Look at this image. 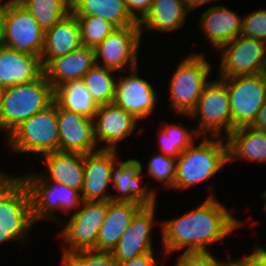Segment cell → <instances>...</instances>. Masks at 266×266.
I'll list each match as a JSON object with an SVG mask.
<instances>
[{
	"label": "cell",
	"instance_id": "cell-28",
	"mask_svg": "<svg viewBox=\"0 0 266 266\" xmlns=\"http://www.w3.org/2000/svg\"><path fill=\"white\" fill-rule=\"evenodd\" d=\"M71 6L75 16H99L117 28L139 25L124 0H71Z\"/></svg>",
	"mask_w": 266,
	"mask_h": 266
},
{
	"label": "cell",
	"instance_id": "cell-24",
	"mask_svg": "<svg viewBox=\"0 0 266 266\" xmlns=\"http://www.w3.org/2000/svg\"><path fill=\"white\" fill-rule=\"evenodd\" d=\"M82 45L77 17L70 12L51 29L45 31L40 56L43 68L52 60L64 56Z\"/></svg>",
	"mask_w": 266,
	"mask_h": 266
},
{
	"label": "cell",
	"instance_id": "cell-13",
	"mask_svg": "<svg viewBox=\"0 0 266 266\" xmlns=\"http://www.w3.org/2000/svg\"><path fill=\"white\" fill-rule=\"evenodd\" d=\"M141 38L140 25L117 28L94 48L96 64L117 72L139 66Z\"/></svg>",
	"mask_w": 266,
	"mask_h": 266
},
{
	"label": "cell",
	"instance_id": "cell-23",
	"mask_svg": "<svg viewBox=\"0 0 266 266\" xmlns=\"http://www.w3.org/2000/svg\"><path fill=\"white\" fill-rule=\"evenodd\" d=\"M95 64L94 48L81 45L64 56L52 59L44 67V73L55 89L66 81L83 79Z\"/></svg>",
	"mask_w": 266,
	"mask_h": 266
},
{
	"label": "cell",
	"instance_id": "cell-31",
	"mask_svg": "<svg viewBox=\"0 0 266 266\" xmlns=\"http://www.w3.org/2000/svg\"><path fill=\"white\" fill-rule=\"evenodd\" d=\"M116 71L95 64L84 76L83 81L98 105L114 102L116 94Z\"/></svg>",
	"mask_w": 266,
	"mask_h": 266
},
{
	"label": "cell",
	"instance_id": "cell-18",
	"mask_svg": "<svg viewBox=\"0 0 266 266\" xmlns=\"http://www.w3.org/2000/svg\"><path fill=\"white\" fill-rule=\"evenodd\" d=\"M117 150L100 149L84 155L83 201H110L112 167L120 159ZM118 156V157H117Z\"/></svg>",
	"mask_w": 266,
	"mask_h": 266
},
{
	"label": "cell",
	"instance_id": "cell-43",
	"mask_svg": "<svg viewBox=\"0 0 266 266\" xmlns=\"http://www.w3.org/2000/svg\"><path fill=\"white\" fill-rule=\"evenodd\" d=\"M211 1H220V0H185L186 7L189 12L196 10V8L203 7L205 4Z\"/></svg>",
	"mask_w": 266,
	"mask_h": 266
},
{
	"label": "cell",
	"instance_id": "cell-3",
	"mask_svg": "<svg viewBox=\"0 0 266 266\" xmlns=\"http://www.w3.org/2000/svg\"><path fill=\"white\" fill-rule=\"evenodd\" d=\"M35 224L27 185L18 175L1 170L0 246L9 241L25 244Z\"/></svg>",
	"mask_w": 266,
	"mask_h": 266
},
{
	"label": "cell",
	"instance_id": "cell-19",
	"mask_svg": "<svg viewBox=\"0 0 266 266\" xmlns=\"http://www.w3.org/2000/svg\"><path fill=\"white\" fill-rule=\"evenodd\" d=\"M59 151L81 154L100 150L94 136V121L57 104Z\"/></svg>",
	"mask_w": 266,
	"mask_h": 266
},
{
	"label": "cell",
	"instance_id": "cell-32",
	"mask_svg": "<svg viewBox=\"0 0 266 266\" xmlns=\"http://www.w3.org/2000/svg\"><path fill=\"white\" fill-rule=\"evenodd\" d=\"M38 21L44 31L51 29L71 11V0H20L19 1Z\"/></svg>",
	"mask_w": 266,
	"mask_h": 266
},
{
	"label": "cell",
	"instance_id": "cell-42",
	"mask_svg": "<svg viewBox=\"0 0 266 266\" xmlns=\"http://www.w3.org/2000/svg\"><path fill=\"white\" fill-rule=\"evenodd\" d=\"M6 8H7V1L0 0V46L2 45L3 36H4V19H5Z\"/></svg>",
	"mask_w": 266,
	"mask_h": 266
},
{
	"label": "cell",
	"instance_id": "cell-1",
	"mask_svg": "<svg viewBox=\"0 0 266 266\" xmlns=\"http://www.w3.org/2000/svg\"><path fill=\"white\" fill-rule=\"evenodd\" d=\"M211 194L196 209L177 218L161 220L163 257L182 249L183 253L210 252L211 244L223 243L224 238L245 224V220L235 217Z\"/></svg>",
	"mask_w": 266,
	"mask_h": 266
},
{
	"label": "cell",
	"instance_id": "cell-30",
	"mask_svg": "<svg viewBox=\"0 0 266 266\" xmlns=\"http://www.w3.org/2000/svg\"><path fill=\"white\" fill-rule=\"evenodd\" d=\"M167 123L169 122L162 123L157 131V142L161 151H158L159 153L177 158L196 139L202 138L196 133L195 128L189 130L181 122Z\"/></svg>",
	"mask_w": 266,
	"mask_h": 266
},
{
	"label": "cell",
	"instance_id": "cell-12",
	"mask_svg": "<svg viewBox=\"0 0 266 266\" xmlns=\"http://www.w3.org/2000/svg\"><path fill=\"white\" fill-rule=\"evenodd\" d=\"M45 31L19 1H7L2 45L22 53L41 56Z\"/></svg>",
	"mask_w": 266,
	"mask_h": 266
},
{
	"label": "cell",
	"instance_id": "cell-20",
	"mask_svg": "<svg viewBox=\"0 0 266 266\" xmlns=\"http://www.w3.org/2000/svg\"><path fill=\"white\" fill-rule=\"evenodd\" d=\"M219 5H210L199 17L198 30H201L209 46L218 51L222 46L238 37L242 28L243 16L238 11Z\"/></svg>",
	"mask_w": 266,
	"mask_h": 266
},
{
	"label": "cell",
	"instance_id": "cell-40",
	"mask_svg": "<svg viewBox=\"0 0 266 266\" xmlns=\"http://www.w3.org/2000/svg\"><path fill=\"white\" fill-rule=\"evenodd\" d=\"M153 253L154 252L146 253L117 266H159V263L156 260L157 256L155 257Z\"/></svg>",
	"mask_w": 266,
	"mask_h": 266
},
{
	"label": "cell",
	"instance_id": "cell-7",
	"mask_svg": "<svg viewBox=\"0 0 266 266\" xmlns=\"http://www.w3.org/2000/svg\"><path fill=\"white\" fill-rule=\"evenodd\" d=\"M6 147L14 153L38 157L59 151L57 103L37 112L16 126L6 137ZM37 154V155H36Z\"/></svg>",
	"mask_w": 266,
	"mask_h": 266
},
{
	"label": "cell",
	"instance_id": "cell-27",
	"mask_svg": "<svg viewBox=\"0 0 266 266\" xmlns=\"http://www.w3.org/2000/svg\"><path fill=\"white\" fill-rule=\"evenodd\" d=\"M229 163L241 159L266 163V132L252 126L234 129L227 137Z\"/></svg>",
	"mask_w": 266,
	"mask_h": 266
},
{
	"label": "cell",
	"instance_id": "cell-8",
	"mask_svg": "<svg viewBox=\"0 0 266 266\" xmlns=\"http://www.w3.org/2000/svg\"><path fill=\"white\" fill-rule=\"evenodd\" d=\"M108 211V201H83L79 210L69 216L68 222H61L62 258L83 251L95 250L99 229Z\"/></svg>",
	"mask_w": 266,
	"mask_h": 266
},
{
	"label": "cell",
	"instance_id": "cell-15",
	"mask_svg": "<svg viewBox=\"0 0 266 266\" xmlns=\"http://www.w3.org/2000/svg\"><path fill=\"white\" fill-rule=\"evenodd\" d=\"M156 209V205L143 206L133 217L111 252L116 265H121L146 253L154 252L153 227L158 225L161 229V221L156 220Z\"/></svg>",
	"mask_w": 266,
	"mask_h": 266
},
{
	"label": "cell",
	"instance_id": "cell-21",
	"mask_svg": "<svg viewBox=\"0 0 266 266\" xmlns=\"http://www.w3.org/2000/svg\"><path fill=\"white\" fill-rule=\"evenodd\" d=\"M41 157L45 170L32 171L40 180L55 181L82 191L85 173L84 154L54 151Z\"/></svg>",
	"mask_w": 266,
	"mask_h": 266
},
{
	"label": "cell",
	"instance_id": "cell-11",
	"mask_svg": "<svg viewBox=\"0 0 266 266\" xmlns=\"http://www.w3.org/2000/svg\"><path fill=\"white\" fill-rule=\"evenodd\" d=\"M217 52H221L220 79L266 73V42L262 40L239 35Z\"/></svg>",
	"mask_w": 266,
	"mask_h": 266
},
{
	"label": "cell",
	"instance_id": "cell-4",
	"mask_svg": "<svg viewBox=\"0 0 266 266\" xmlns=\"http://www.w3.org/2000/svg\"><path fill=\"white\" fill-rule=\"evenodd\" d=\"M54 102V88L43 72L37 79L6 87L0 110V130L7 136L16 126Z\"/></svg>",
	"mask_w": 266,
	"mask_h": 266
},
{
	"label": "cell",
	"instance_id": "cell-36",
	"mask_svg": "<svg viewBox=\"0 0 266 266\" xmlns=\"http://www.w3.org/2000/svg\"><path fill=\"white\" fill-rule=\"evenodd\" d=\"M240 35L266 42V9L260 8L243 17Z\"/></svg>",
	"mask_w": 266,
	"mask_h": 266
},
{
	"label": "cell",
	"instance_id": "cell-17",
	"mask_svg": "<svg viewBox=\"0 0 266 266\" xmlns=\"http://www.w3.org/2000/svg\"><path fill=\"white\" fill-rule=\"evenodd\" d=\"M94 136L100 149L117 150L118 144L132 135L140 123L114 102L99 105L94 116ZM139 122V123H138ZM106 143V144H105Z\"/></svg>",
	"mask_w": 266,
	"mask_h": 266
},
{
	"label": "cell",
	"instance_id": "cell-39",
	"mask_svg": "<svg viewBox=\"0 0 266 266\" xmlns=\"http://www.w3.org/2000/svg\"><path fill=\"white\" fill-rule=\"evenodd\" d=\"M128 11L140 22L150 11L153 0H124Z\"/></svg>",
	"mask_w": 266,
	"mask_h": 266
},
{
	"label": "cell",
	"instance_id": "cell-2",
	"mask_svg": "<svg viewBox=\"0 0 266 266\" xmlns=\"http://www.w3.org/2000/svg\"><path fill=\"white\" fill-rule=\"evenodd\" d=\"M201 140L194 141L177 157L172 189L183 191L206 182L229 164L227 138L203 136Z\"/></svg>",
	"mask_w": 266,
	"mask_h": 266
},
{
	"label": "cell",
	"instance_id": "cell-25",
	"mask_svg": "<svg viewBox=\"0 0 266 266\" xmlns=\"http://www.w3.org/2000/svg\"><path fill=\"white\" fill-rule=\"evenodd\" d=\"M143 206L134 202L108 201V211L96 240V251L112 252L133 217Z\"/></svg>",
	"mask_w": 266,
	"mask_h": 266
},
{
	"label": "cell",
	"instance_id": "cell-34",
	"mask_svg": "<svg viewBox=\"0 0 266 266\" xmlns=\"http://www.w3.org/2000/svg\"><path fill=\"white\" fill-rule=\"evenodd\" d=\"M146 171L164 188L171 189L177 174V158L157 152L149 158Z\"/></svg>",
	"mask_w": 266,
	"mask_h": 266
},
{
	"label": "cell",
	"instance_id": "cell-38",
	"mask_svg": "<svg viewBox=\"0 0 266 266\" xmlns=\"http://www.w3.org/2000/svg\"><path fill=\"white\" fill-rule=\"evenodd\" d=\"M228 266H266V248L254 245L250 254L244 255L241 259H229Z\"/></svg>",
	"mask_w": 266,
	"mask_h": 266
},
{
	"label": "cell",
	"instance_id": "cell-26",
	"mask_svg": "<svg viewBox=\"0 0 266 266\" xmlns=\"http://www.w3.org/2000/svg\"><path fill=\"white\" fill-rule=\"evenodd\" d=\"M187 15L185 0H153L150 11L139 22L141 35L148 31L170 33L183 28Z\"/></svg>",
	"mask_w": 266,
	"mask_h": 266
},
{
	"label": "cell",
	"instance_id": "cell-6",
	"mask_svg": "<svg viewBox=\"0 0 266 266\" xmlns=\"http://www.w3.org/2000/svg\"><path fill=\"white\" fill-rule=\"evenodd\" d=\"M26 173L24 172V175H19V177L29 190L35 223L49 220L48 222L54 223L56 221L55 224L58 221V225H60L62 221L58 219L57 212L61 211L68 217L79 210L83 202L80 190L55 181L40 180L32 170H28Z\"/></svg>",
	"mask_w": 266,
	"mask_h": 266
},
{
	"label": "cell",
	"instance_id": "cell-41",
	"mask_svg": "<svg viewBox=\"0 0 266 266\" xmlns=\"http://www.w3.org/2000/svg\"><path fill=\"white\" fill-rule=\"evenodd\" d=\"M253 128L259 131L266 132V100L259 110L258 116L252 125Z\"/></svg>",
	"mask_w": 266,
	"mask_h": 266
},
{
	"label": "cell",
	"instance_id": "cell-5",
	"mask_svg": "<svg viewBox=\"0 0 266 266\" xmlns=\"http://www.w3.org/2000/svg\"><path fill=\"white\" fill-rule=\"evenodd\" d=\"M205 54L191 51L187 57L178 63L169 79L168 89L170 108L176 116L190 115L205 86L211 81L212 64Z\"/></svg>",
	"mask_w": 266,
	"mask_h": 266
},
{
	"label": "cell",
	"instance_id": "cell-33",
	"mask_svg": "<svg viewBox=\"0 0 266 266\" xmlns=\"http://www.w3.org/2000/svg\"><path fill=\"white\" fill-rule=\"evenodd\" d=\"M79 26L82 45L96 48L117 27L99 16H76Z\"/></svg>",
	"mask_w": 266,
	"mask_h": 266
},
{
	"label": "cell",
	"instance_id": "cell-29",
	"mask_svg": "<svg viewBox=\"0 0 266 266\" xmlns=\"http://www.w3.org/2000/svg\"><path fill=\"white\" fill-rule=\"evenodd\" d=\"M54 101L62 108L89 119H94L99 105L94 101L85 82L66 81L54 89Z\"/></svg>",
	"mask_w": 266,
	"mask_h": 266
},
{
	"label": "cell",
	"instance_id": "cell-10",
	"mask_svg": "<svg viewBox=\"0 0 266 266\" xmlns=\"http://www.w3.org/2000/svg\"><path fill=\"white\" fill-rule=\"evenodd\" d=\"M221 80L228 89L231 132L236 128L252 126L266 100V73Z\"/></svg>",
	"mask_w": 266,
	"mask_h": 266
},
{
	"label": "cell",
	"instance_id": "cell-9",
	"mask_svg": "<svg viewBox=\"0 0 266 266\" xmlns=\"http://www.w3.org/2000/svg\"><path fill=\"white\" fill-rule=\"evenodd\" d=\"M184 117L200 118L199 126L195 128L200 137L227 138L231 133V109L227 85L218 77L217 80L211 79L199 97L194 111Z\"/></svg>",
	"mask_w": 266,
	"mask_h": 266
},
{
	"label": "cell",
	"instance_id": "cell-37",
	"mask_svg": "<svg viewBox=\"0 0 266 266\" xmlns=\"http://www.w3.org/2000/svg\"><path fill=\"white\" fill-rule=\"evenodd\" d=\"M175 266H228L229 259L224 260L210 252L183 253L177 256Z\"/></svg>",
	"mask_w": 266,
	"mask_h": 266
},
{
	"label": "cell",
	"instance_id": "cell-45",
	"mask_svg": "<svg viewBox=\"0 0 266 266\" xmlns=\"http://www.w3.org/2000/svg\"><path fill=\"white\" fill-rule=\"evenodd\" d=\"M262 199H265L264 200V206L262 208V212H264L266 214V190L262 193Z\"/></svg>",
	"mask_w": 266,
	"mask_h": 266
},
{
	"label": "cell",
	"instance_id": "cell-44",
	"mask_svg": "<svg viewBox=\"0 0 266 266\" xmlns=\"http://www.w3.org/2000/svg\"><path fill=\"white\" fill-rule=\"evenodd\" d=\"M4 87H2L0 85V110H1V107H2V101H3V95H4Z\"/></svg>",
	"mask_w": 266,
	"mask_h": 266
},
{
	"label": "cell",
	"instance_id": "cell-35",
	"mask_svg": "<svg viewBox=\"0 0 266 266\" xmlns=\"http://www.w3.org/2000/svg\"><path fill=\"white\" fill-rule=\"evenodd\" d=\"M61 266H117L111 252L83 250L61 258Z\"/></svg>",
	"mask_w": 266,
	"mask_h": 266
},
{
	"label": "cell",
	"instance_id": "cell-16",
	"mask_svg": "<svg viewBox=\"0 0 266 266\" xmlns=\"http://www.w3.org/2000/svg\"><path fill=\"white\" fill-rule=\"evenodd\" d=\"M143 164L138 159L118 160L112 167V183L115 193L112 202H134L142 206L157 205V190L149 185H142ZM120 192V193H119Z\"/></svg>",
	"mask_w": 266,
	"mask_h": 266
},
{
	"label": "cell",
	"instance_id": "cell-22",
	"mask_svg": "<svg viewBox=\"0 0 266 266\" xmlns=\"http://www.w3.org/2000/svg\"><path fill=\"white\" fill-rule=\"evenodd\" d=\"M43 72L40 56L0 46V85L2 87L31 82Z\"/></svg>",
	"mask_w": 266,
	"mask_h": 266
},
{
	"label": "cell",
	"instance_id": "cell-14",
	"mask_svg": "<svg viewBox=\"0 0 266 266\" xmlns=\"http://www.w3.org/2000/svg\"><path fill=\"white\" fill-rule=\"evenodd\" d=\"M138 69L137 66L117 76L114 103L140 121L154 115L159 99L154 86L140 77Z\"/></svg>",
	"mask_w": 266,
	"mask_h": 266
}]
</instances>
